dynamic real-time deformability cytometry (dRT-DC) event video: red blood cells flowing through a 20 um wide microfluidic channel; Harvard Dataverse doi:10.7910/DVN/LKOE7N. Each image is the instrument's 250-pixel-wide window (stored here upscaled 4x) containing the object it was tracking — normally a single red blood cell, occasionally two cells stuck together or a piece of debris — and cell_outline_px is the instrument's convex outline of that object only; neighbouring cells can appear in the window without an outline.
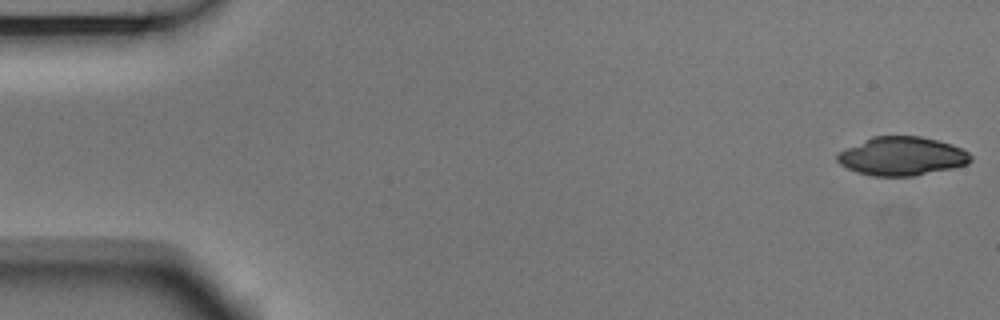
{"species": "Egyptian fruit bat (a non-hibernating species)", "species_latin": "Rousettus aegyptiacus", "temperature_condition": "room temperature", "stored_images_in_passage": 3, "camera_frame_rate_fps": 3000, "um_per_image_px": 0.085, "animal": {"sex": "male"}, "frame": {"image": 1, "passage_image": 1, "time_ms": 0.0, "image_size_px": [1000, 320], "cell_outline_px": [[972, 160], [968, 164], [952, 168], [912, 176], [872, 176], [856, 172], [840, 164], [836, 160], [836, 156], [840, 152], [872, 136], [920, 136], [952, 144], [968, 152], [972, 156]], "centroid_in_image_um": [76.68, 13.28], "position_along_channel_um": 8.3, "area_um2": 29.82}}